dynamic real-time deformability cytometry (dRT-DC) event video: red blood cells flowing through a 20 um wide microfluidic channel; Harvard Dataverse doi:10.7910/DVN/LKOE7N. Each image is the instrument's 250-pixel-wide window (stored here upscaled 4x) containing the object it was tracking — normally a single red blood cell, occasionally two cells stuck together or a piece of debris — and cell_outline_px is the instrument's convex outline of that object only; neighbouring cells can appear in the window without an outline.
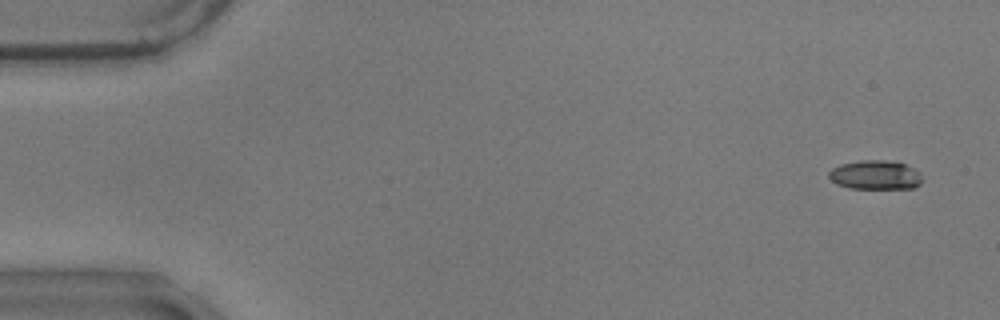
{"species": "common noctule bat (a hibernating species)", "species_latin": "Nyctalus noctula", "temperature_condition": "warm", "stored_images_in_passage": 58, "camera_frame_rate_fps": 3000, "um_per_image_px": 0.085, "animal": {"sex": "male", "body_mass_g": 17.9}, "frame": {"image": 1, "passage_image": 3, "time_ms": 0.667, "image_size_px": [1000, 320], "cell_outline_px": [[920, 184], [912, 188], [848, 188], [836, 184], [828, 176], [828, 172], [832, 168], [840, 164], [860, 160], [884, 160], [904, 164], [920, 172]], "centroid_in_image_um": [74.35, 14.87], "position_along_channel_um": 10.6, "area_um2": 15.72}}
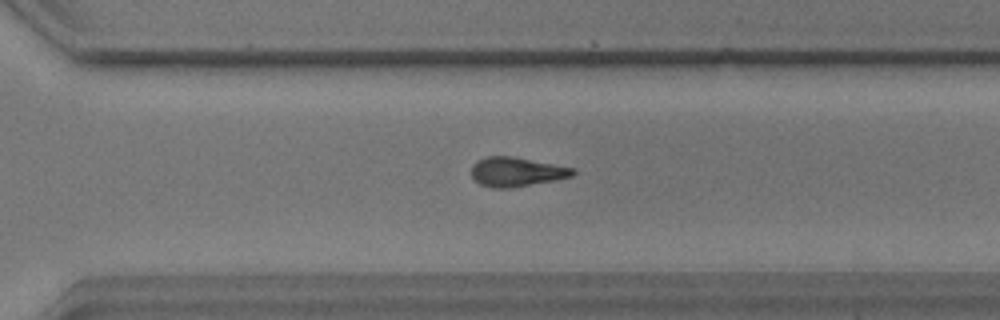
{"frame": {"image": 2, "passage_image": 41, "time_ms": 13.333, "image_size_px": [1000, 320], "cell_outline_px": [[576, 172], [572, 176], [556, 180], [512, 188], [492, 188], [480, 184], [472, 176], [472, 164], [476, 160], [484, 156], [512, 156], [576, 168]], "centroid_in_image_um": [43.9, 14.6], "position_along_channel_um": 326.7, "area_um2": 17.51}}
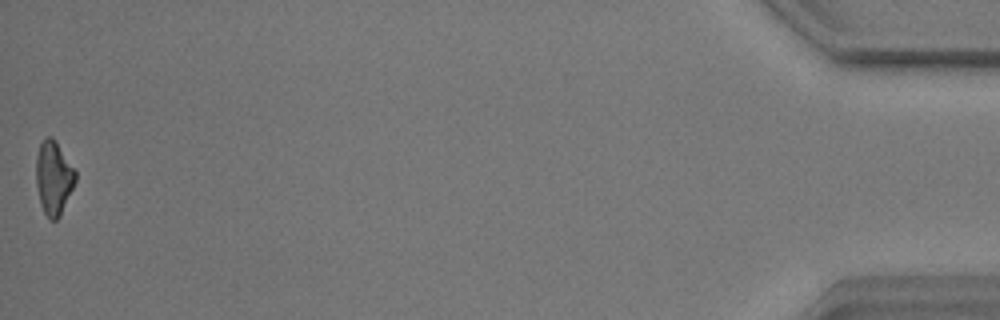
{"frame": {"image": 3, "passage_image": 58, "time_ms": 19.0, "image_size_px": [1000, 320], "cell_outline_px": [[76, 180], [60, 216], [56, 220], [48, 220], [40, 204], [36, 184], [36, 156], [40, 144], [48, 136], [52, 136], [56, 140], [76, 172]], "centroid_in_image_um": [4.55, 15.12], "position_along_channel_um": 430.7, "area_um2": 16.88}, "authors_computed_cell_mechanics": {"area_um2": 17.1088, "velocity_mm_per_s": 3.5133, "shape_relaxation_time_tau1_ms": 7.8037, "shape_relaxation_time_tau2_ms": 8.758, "deformation_change_tau1": 0.2385, "deformation_change_tau2": 0.2068}}